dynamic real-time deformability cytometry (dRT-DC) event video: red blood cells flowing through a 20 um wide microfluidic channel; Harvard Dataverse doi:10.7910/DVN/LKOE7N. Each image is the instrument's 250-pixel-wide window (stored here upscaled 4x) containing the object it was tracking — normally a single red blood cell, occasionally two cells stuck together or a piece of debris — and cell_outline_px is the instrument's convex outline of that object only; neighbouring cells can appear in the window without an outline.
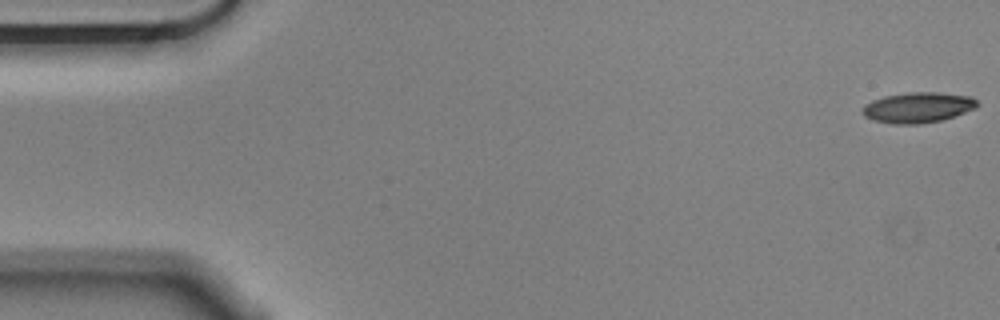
{"species": "Egyptian fruit bat (a non-hibernating species)", "species_latin": "Rousettus aegyptiacus", "temperature_condition": "cold", "stored_images_in_passage": 56, "camera_frame_rate_fps": 3000, "um_per_image_px": 0.085, "animal": {"sex": "male"}, "frame": {"image": 1, "passage_image": 1, "time_ms": 0.0, "image_size_px": [1000, 320], "cell_outline_px": [[980, 104], [976, 108], [940, 120], [920, 124], [892, 124], [872, 120], [864, 116], [860, 112], [864, 104], [872, 100], [884, 96], [908, 92], [936, 92], [972, 96]], "centroid_in_image_um": [77.98, 9.13], "position_along_channel_um": 7.0, "area_um2": 20.52}}
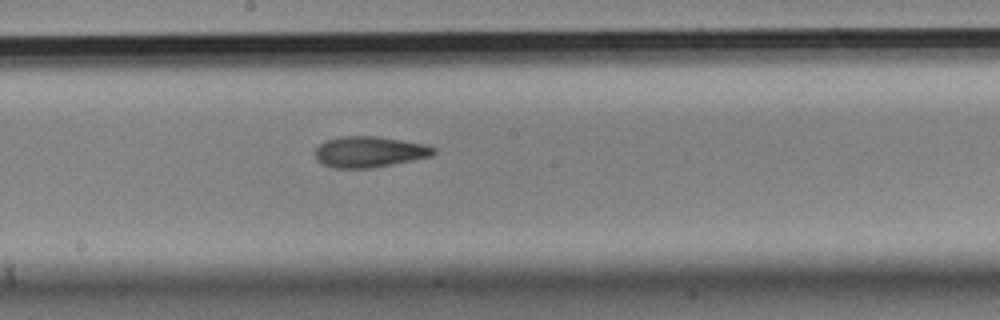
{"frame": {"image": 2, "passage_image": 30, "time_ms": 9.667, "image_size_px": [1000, 320], "cell_outline_px": [[436, 152], [432, 156], [392, 164], [368, 168], [332, 168], [316, 160], [316, 148], [324, 140], [340, 136], [376, 136], [428, 144], [436, 148]], "centroid_in_image_um": [31.41, 12.89], "position_along_channel_um": 216.8, "area_um2": 21.44}}
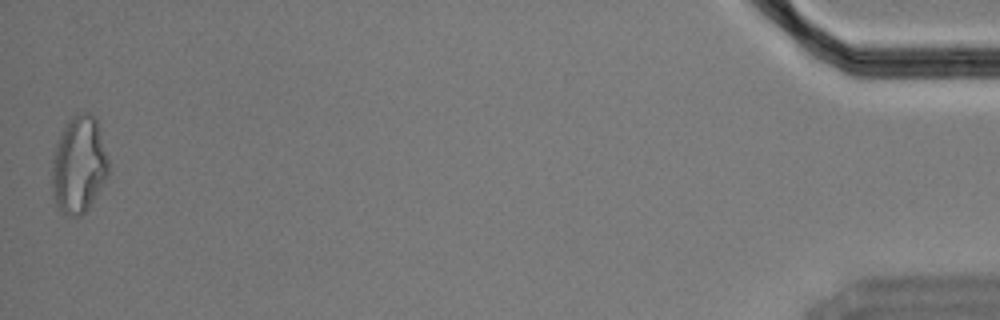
{"frame": {"image": 3, "passage_image": 56, "time_ms": 18.333, "image_size_px": [1000, 320], "cell_outline_px": [[108, 176], [88, 208], [80, 216], [68, 216], [56, 204], [52, 188], [52, 160], [56, 144], [64, 124], [76, 112], [88, 112], [96, 120], [108, 160]], "centroid_in_image_um": [6.68, 13.99], "position_along_channel_um": 428.5, "area_um2": 31.67}, "authors_computed_cell_mechanics": {"area_um2": 21.1837, "velocity_mm_per_s": 3.5402, "shape_relaxation_time_tau1_ms": 10.4601, "shape_relaxation_time_tau2_ms": 2.6827, "deformation_change_tau1": 0.2312, "deformation_change_tau2": 0.1046}}